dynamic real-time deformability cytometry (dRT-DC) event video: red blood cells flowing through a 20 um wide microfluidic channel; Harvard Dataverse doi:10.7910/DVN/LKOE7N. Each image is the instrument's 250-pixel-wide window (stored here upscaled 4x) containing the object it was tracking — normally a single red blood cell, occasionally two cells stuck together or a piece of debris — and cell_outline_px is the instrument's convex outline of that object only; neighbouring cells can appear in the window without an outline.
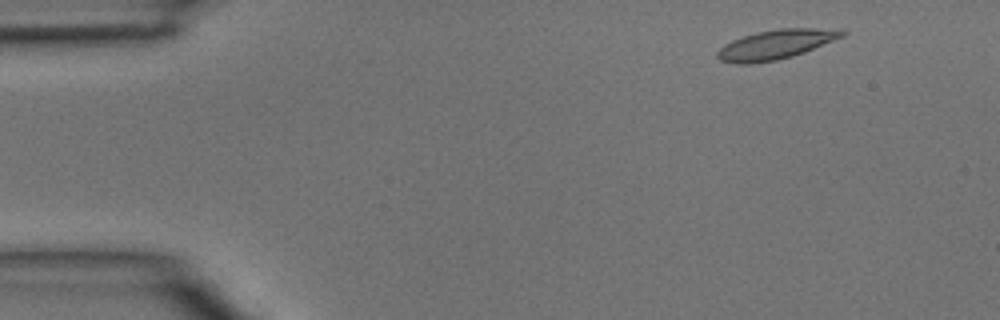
{"species": "common noctule bat (a hibernating species)", "species_latin": "Nyctalus noctula", "temperature_condition": "room temperature", "stored_images_in_passage": 3, "camera_frame_rate_fps": 3000, "um_per_image_px": 0.085, "animal": {"sex": "male", "body_mass_g": 15.6}, "frame": {"image": 1, "passage_image": 1, "time_ms": 0.0, "image_size_px": [1000, 320], "cell_outline_px": [[848, 32], [844, 36], [804, 52], [792, 56], [776, 60], [752, 64], [736, 64], [720, 60], [716, 56], [716, 52], [724, 44], [732, 40], [756, 32], [780, 28], [844, 28]], "centroid_in_image_um": [65.97, 3.77], "position_along_channel_um": 19.0, "area_um2": 21.62}}
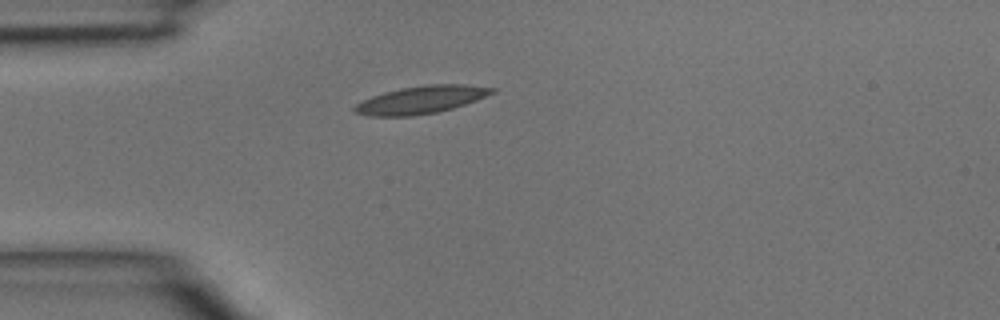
{"frame": {"image": 2, "passage_image": 3, "time_ms": 0.667, "image_size_px": [1000, 320], "cell_outline_px": [[496, 92], [476, 100], [452, 108], [436, 112], [412, 116], [368, 116], [356, 112], [352, 108], [360, 100], [384, 92], [400, 88], [424, 84], [464, 84], [496, 88]], "centroid_in_image_um": [35.77, 8.47], "position_along_channel_um": 49.2, "area_um2": 22.2}}